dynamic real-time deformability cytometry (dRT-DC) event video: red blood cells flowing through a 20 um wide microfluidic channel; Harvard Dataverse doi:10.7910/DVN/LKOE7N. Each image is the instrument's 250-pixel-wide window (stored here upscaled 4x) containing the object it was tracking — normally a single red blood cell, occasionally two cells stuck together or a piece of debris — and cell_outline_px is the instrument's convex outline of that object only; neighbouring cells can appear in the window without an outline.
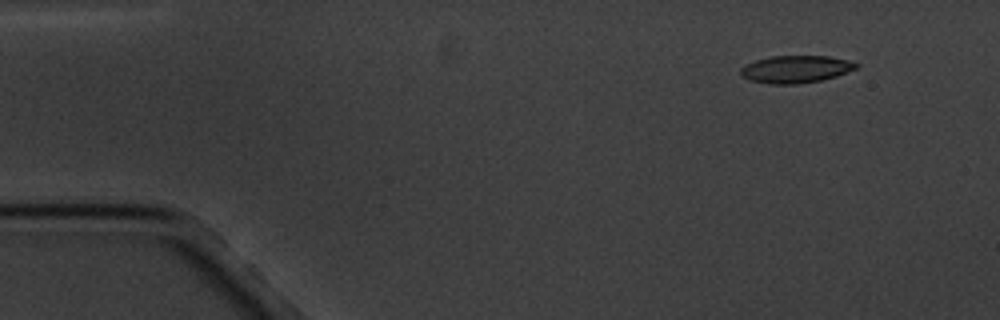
{"species": "common noctule bat (a hibernating species)", "species_latin": "Nyctalus noctula", "temperature_condition": "cold", "stored_images_in_passage": 4, "camera_frame_rate_fps": 3000, "um_per_image_px": 0.085, "animal": {"sex": "male", "body_mass_g": 20.1, "forearm_length_mm": 53.5}, "frame": {"image": 1, "passage_image": 1, "time_ms": 0.0, "image_size_px": [1000, 320], "cell_outline_px": [[860, 64], [856, 68], [848, 72], [836, 76], [820, 80], [796, 84], [768, 84], [748, 80], [740, 76], [740, 68], [744, 64], [756, 60], [772, 56], [828, 56], [848, 60]], "centroid_in_image_um": [67.59, 5.88], "position_along_channel_um": 17.4, "area_um2": 18.55}}
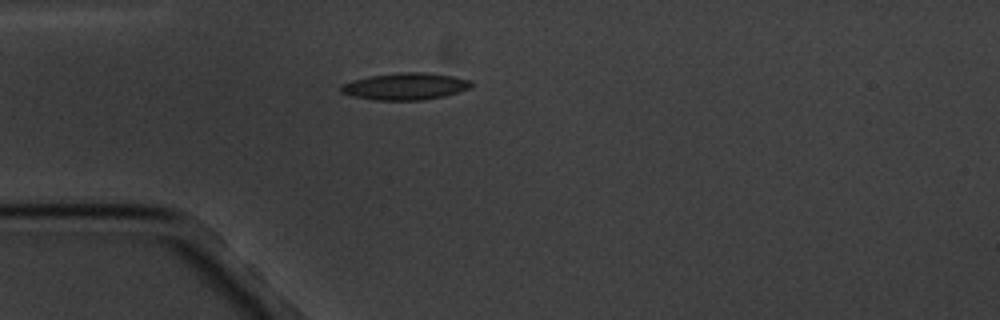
{"frame": {"image": 2, "passage_image": 4, "time_ms": 3.333, "image_size_px": [1000, 320], "cell_outline_px": [[472, 88], [444, 96], [424, 100], [376, 100], [352, 96], [340, 92], [340, 88], [344, 84], [352, 80], [368, 76], [400, 72], [428, 72], [456, 76], [472, 80]], "centroid_in_image_um": [34.5, 7.33], "position_along_channel_um": 50.5, "area_um2": 20.69}}